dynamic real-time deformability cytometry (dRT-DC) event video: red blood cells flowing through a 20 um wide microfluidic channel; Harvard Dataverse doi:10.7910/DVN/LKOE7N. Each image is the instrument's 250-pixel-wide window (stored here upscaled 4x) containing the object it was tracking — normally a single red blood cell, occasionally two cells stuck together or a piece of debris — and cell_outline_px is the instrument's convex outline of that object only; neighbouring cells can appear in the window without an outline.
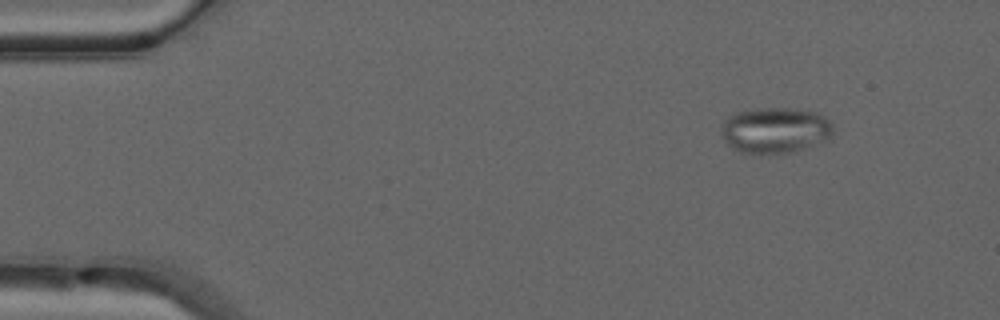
{"species": "common noctule bat (a hibernating species)", "species_latin": "Nyctalus noctula", "temperature_condition": "warm", "stored_images_in_passage": 50, "camera_frame_rate_fps": 3000, "um_per_image_px": 0.085, "animal": {"sex": "male", "forearm_length_mm": 52.5}, "frame": {"image": 1, "passage_image": 6, "time_ms": 1.667, "image_size_px": [1000, 320], "cell_outline_px": [[832, 132], [828, 136], [792, 152], [760, 156], [740, 152], [728, 144], [724, 140], [720, 128], [724, 120], [728, 116], [736, 112], [764, 108], [788, 108], [816, 112], [824, 116], [832, 124]], "centroid_in_image_um": [65.79, 11.08], "position_along_channel_um": 19.2, "area_um2": 29.65}}
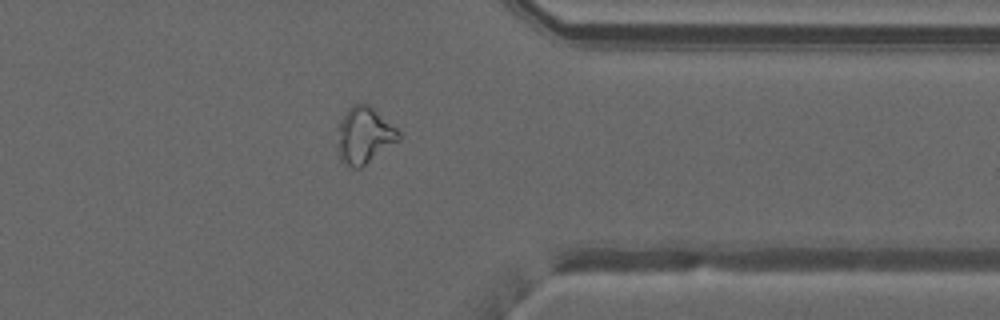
{"frame": {"image": 2, "passage_image": 40, "time_ms": 13.0, "image_size_px": [1000, 320], "cell_outline_px": [[400, 136], [396, 140], [360, 168], [352, 168], [344, 164], [340, 160], [336, 128], [344, 112], [352, 104], [368, 104], [396, 128], [400, 132]], "centroid_in_image_um": [30.88, 11.48], "position_along_channel_um": 380.5, "area_um2": 19.77}}
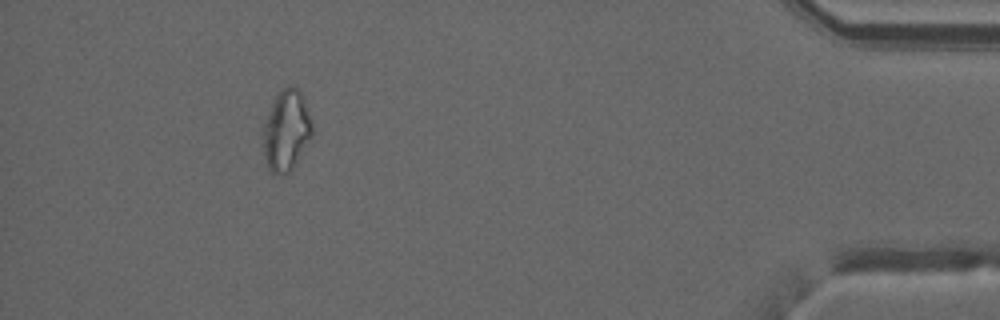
{"frame": {"image": 3, "passage_image": 46, "time_ms": 15.0, "image_size_px": [1000, 320], "cell_outline_px": [[312, 140], [292, 168], [288, 172], [276, 176], [268, 172], [264, 156], [264, 124], [276, 92], [288, 84], [292, 84], [300, 88], [304, 96], [312, 124]], "centroid_in_image_um": [24.36, 11.06], "position_along_channel_um": 410.8, "area_um2": 23.64}, "authors_computed_cell_mechanics": {"area_um2": 22.2819, "velocity_mm_per_s": 4.0885, "shape_relaxation_time_tau1_ms": null, "shape_relaxation_time_tau2_ms": 2.5726, "deformation_change_tau1": null, "deformation_change_tau2": 0.1147}}